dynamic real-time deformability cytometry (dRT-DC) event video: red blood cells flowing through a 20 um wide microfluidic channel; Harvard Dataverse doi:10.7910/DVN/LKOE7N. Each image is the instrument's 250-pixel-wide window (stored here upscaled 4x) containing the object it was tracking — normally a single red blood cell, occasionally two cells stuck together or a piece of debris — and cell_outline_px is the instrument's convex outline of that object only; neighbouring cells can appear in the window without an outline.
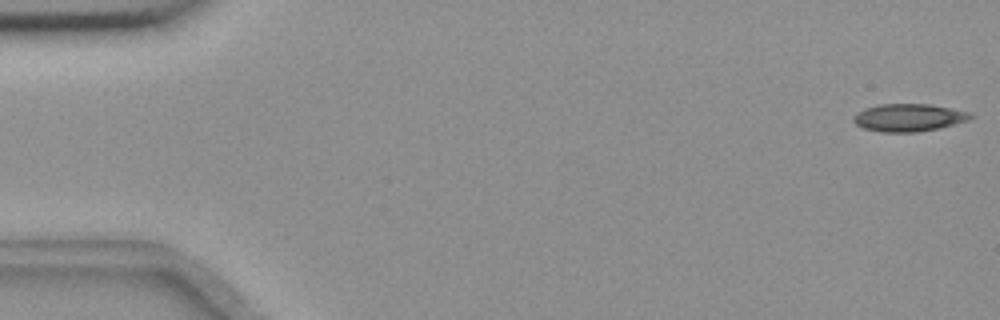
{"species": "common noctule bat (a hibernating species)", "species_latin": "Nyctalus noctula", "temperature_condition": "room temperature", "stored_images_in_passage": 55, "camera_frame_rate_fps": 3000, "um_per_image_px": 0.085, "animal": {"sex": "female", "body_mass_g": 18.4}, "frame": {"image": 1, "passage_image": 1, "time_ms": 0.0, "image_size_px": [1000, 320], "cell_outline_px": [[972, 116], [968, 120], [940, 128], [916, 132], [880, 132], [864, 128], [856, 124], [852, 120], [852, 116], [856, 112], [864, 108], [880, 104], [928, 104], [952, 108], [968, 112]], "centroid_in_image_um": [77.18, 9.99], "position_along_channel_um": 7.8, "area_um2": 18.84}}
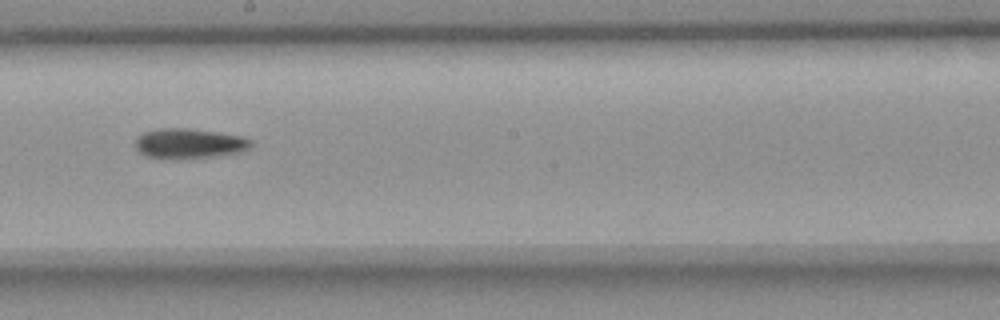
{"frame": {"image": 2, "passage_image": 31, "time_ms": 10.0, "image_size_px": [1000, 320], "cell_outline_px": [[252, 144], [248, 148], [236, 152], [212, 156], [172, 160], [164, 160], [144, 156], [136, 148], [136, 136], [144, 132], [160, 128], [188, 128], [244, 136], [252, 140]], "centroid_in_image_um": [16.01, 12.2], "position_along_channel_um": 232.2, "area_um2": 20.4}}
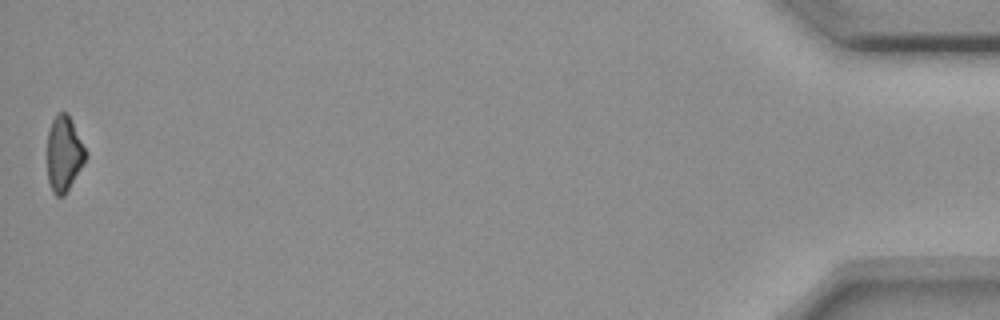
{"frame": {"image": 3, "passage_image": 55, "time_ms": 18.0, "image_size_px": [1000, 320], "cell_outline_px": [[88, 156], [64, 196], [56, 196], [52, 192], [48, 180], [48, 132], [52, 120], [56, 112], [68, 112], [88, 152]], "centroid_in_image_um": [5.46, 13.04], "position_along_channel_um": 429.7, "area_um2": 17.05}}